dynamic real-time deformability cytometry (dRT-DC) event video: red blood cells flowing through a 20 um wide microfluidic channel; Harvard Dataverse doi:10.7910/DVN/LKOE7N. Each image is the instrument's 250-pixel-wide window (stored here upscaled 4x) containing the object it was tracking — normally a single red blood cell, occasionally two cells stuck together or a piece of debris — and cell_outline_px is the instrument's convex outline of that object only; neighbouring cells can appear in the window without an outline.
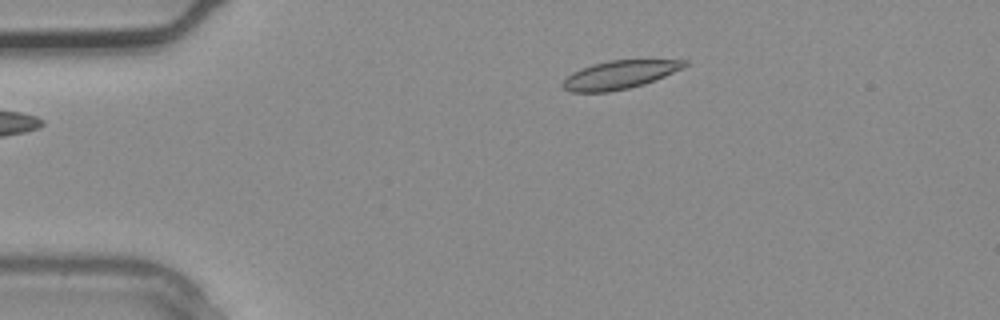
{"species": "common noctule bat (a hibernating species)", "species_latin": "Nyctalus noctula", "temperature_condition": "warm", "stored_images_in_passage": 2, "camera_frame_rate_fps": 3000, "um_per_image_px": 0.085, "animal": {"sex": "male", "body_mass_g": 20.4}, "frame": {"image": 1, "passage_image": 2, "time_ms": 0.333, "image_size_px": [1000, 320], "cell_outline_px": [[688, 64], [684, 68], [644, 84], [628, 88], [608, 92], [568, 92], [560, 84], [572, 72], [580, 68], [592, 64], [608, 60], [688, 60]], "centroid_in_image_um": [52.64, 6.35], "position_along_channel_um": 32.4, "area_um2": 20.11}}